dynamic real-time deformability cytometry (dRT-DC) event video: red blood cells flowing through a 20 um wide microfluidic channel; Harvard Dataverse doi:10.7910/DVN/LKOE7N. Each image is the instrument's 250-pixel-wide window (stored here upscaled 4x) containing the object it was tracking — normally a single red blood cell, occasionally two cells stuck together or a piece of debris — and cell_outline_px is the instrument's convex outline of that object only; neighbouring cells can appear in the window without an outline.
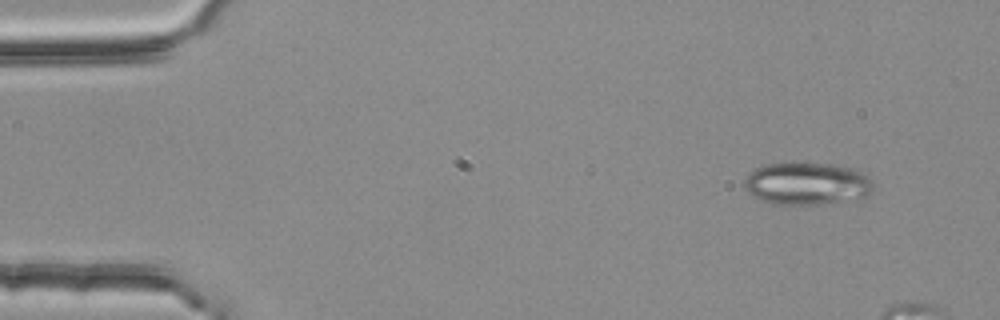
{"species": "common noctule bat (a hibernating species)", "species_latin": "Nyctalus noctula", "temperature_condition": "room temperature", "stored_images_in_passage": 4, "camera_frame_rate_fps": 3000, "um_per_image_px": 0.085, "animal": {"sex": "female", "body_mass_g": 25.1}, "frame": {"image": 1, "passage_image": 1, "time_ms": 0.0, "image_size_px": [1000, 320], "cell_outline_px": [[872, 192], [864, 196], [816, 204], [772, 204], [760, 200], [748, 192], [744, 188], [744, 180], [756, 168], [768, 164], [832, 164], [848, 168], [860, 172], [868, 176], [872, 180]], "centroid_in_image_um": [68.54, 15.61], "position_along_channel_um": 16.5, "area_um2": 30.98}}